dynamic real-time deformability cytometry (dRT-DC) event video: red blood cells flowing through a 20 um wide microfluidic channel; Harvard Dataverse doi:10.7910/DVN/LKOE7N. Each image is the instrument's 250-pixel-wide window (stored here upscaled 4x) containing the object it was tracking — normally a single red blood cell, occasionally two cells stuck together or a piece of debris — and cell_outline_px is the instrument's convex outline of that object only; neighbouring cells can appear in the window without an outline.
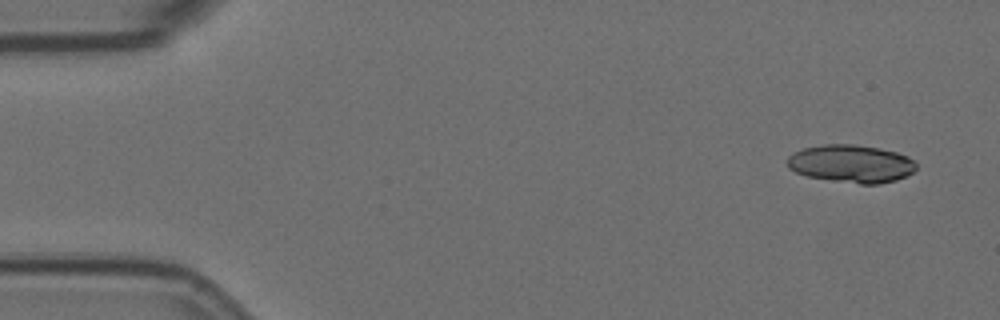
{"species": "Egyptian fruit bat (a non-hibernating species)", "species_latin": "Rousettus aegyptiacus", "temperature_condition": "room temperature", "stored_images_in_passage": 6, "camera_frame_rate_fps": 3000, "um_per_image_px": 0.085, "animal": {"sex": "female"}, "frame": {"image": 1, "passage_image": 1, "time_ms": 0.0, "image_size_px": [1000, 320], "cell_outline_px": [[916, 168], [908, 176], [896, 180], [880, 184], [860, 184], [832, 180], [808, 176], [796, 172], [788, 168], [788, 156], [792, 152], [804, 148], [824, 144], [852, 144], [880, 148], [896, 152], [908, 156], [916, 164]], "centroid_in_image_um": [72.36, 13.91], "position_along_channel_um": 12.6, "area_um2": 28.44}}